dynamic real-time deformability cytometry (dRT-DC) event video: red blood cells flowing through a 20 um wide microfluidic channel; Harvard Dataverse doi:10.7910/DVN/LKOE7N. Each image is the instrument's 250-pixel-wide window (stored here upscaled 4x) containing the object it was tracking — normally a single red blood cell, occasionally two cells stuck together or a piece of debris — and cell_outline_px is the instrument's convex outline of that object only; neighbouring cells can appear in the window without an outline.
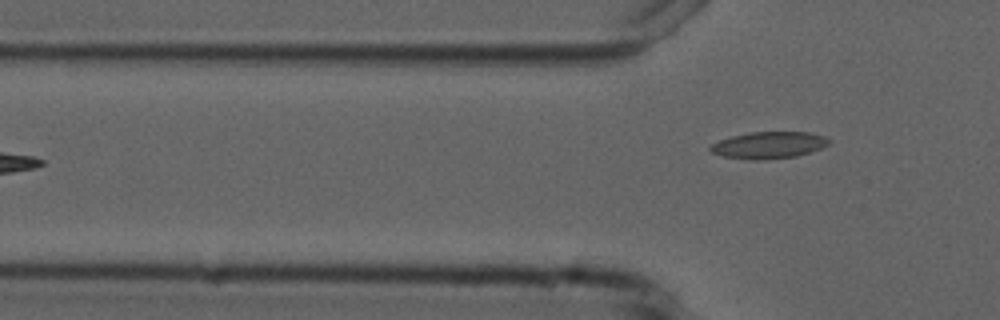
{"species": "common noctule bat (a hibernating species)", "species_latin": "Nyctalus noctula", "temperature_condition": "cold", "stored_images_in_passage": 6, "camera_frame_rate_fps": 3000, "um_per_image_px": 0.085, "animal": {"sex": "male", "forearm_length_mm": 52.5}, "frame": {"image": 1, "passage_image": 6, "time_ms": 6.667, "image_size_px": [1000, 320], "cell_outline_px": [[832, 140], [828, 144], [820, 148], [796, 156], [768, 160], [752, 160], [724, 156], [712, 152], [708, 148], [712, 144], [720, 140], [732, 136], [752, 132], [808, 132], [824, 136]], "centroid_in_image_um": [65.35, 12.34], "position_along_channel_um": 60.4, "area_um2": 18.38}}